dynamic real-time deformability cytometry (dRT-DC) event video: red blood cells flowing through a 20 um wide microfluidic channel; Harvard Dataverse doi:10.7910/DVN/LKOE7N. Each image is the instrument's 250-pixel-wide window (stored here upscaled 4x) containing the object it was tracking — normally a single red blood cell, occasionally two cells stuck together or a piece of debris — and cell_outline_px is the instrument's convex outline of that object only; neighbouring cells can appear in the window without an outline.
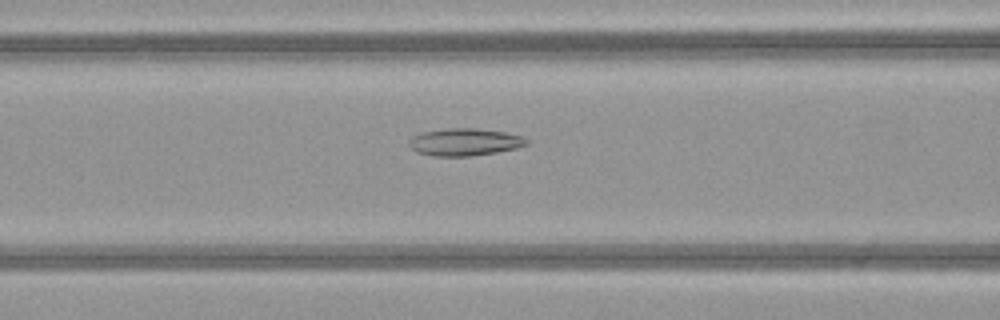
{"species": "common noctule bat (a hibernating species)", "species_latin": "Nyctalus noctula", "temperature_condition": "warm", "stored_images_in_passage": 48, "camera_frame_rate_fps": 3000, "um_per_image_px": 0.085, "animal": {"sex": "female", "body_mass_g": 21.9}, "frame": {"image": 1, "passage_image": 22, "time_ms": 7.0, "image_size_px": [1000, 320], "cell_outline_px": [[528, 144], [516, 148], [496, 152], [472, 156], [432, 156], [416, 152], [408, 144], [408, 140], [412, 136], [424, 132], [448, 128], [476, 128], [504, 132], [520, 136], [528, 140]], "centroid_in_image_um": [39.46, 12.08], "position_along_channel_um": 127.1, "area_um2": 18.67}}
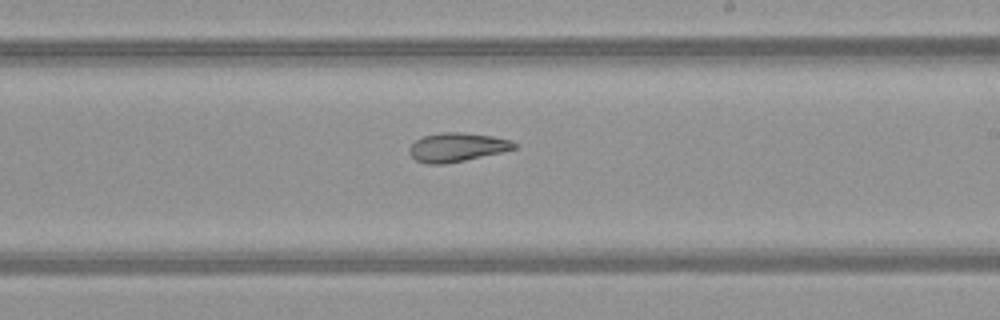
{"frame": {"image": 2, "passage_image": 31, "time_ms": 10.0, "image_size_px": [1000, 320], "cell_outline_px": [[516, 148], [500, 152], [464, 160], [444, 164], [428, 164], [416, 160], [408, 152], [408, 148], [416, 140], [424, 136], [440, 132], [460, 132], [492, 136], [508, 140], [516, 144]], "centroid_in_image_um": [38.79, 12.51], "position_along_channel_um": 250.2, "area_um2": 17.34}}
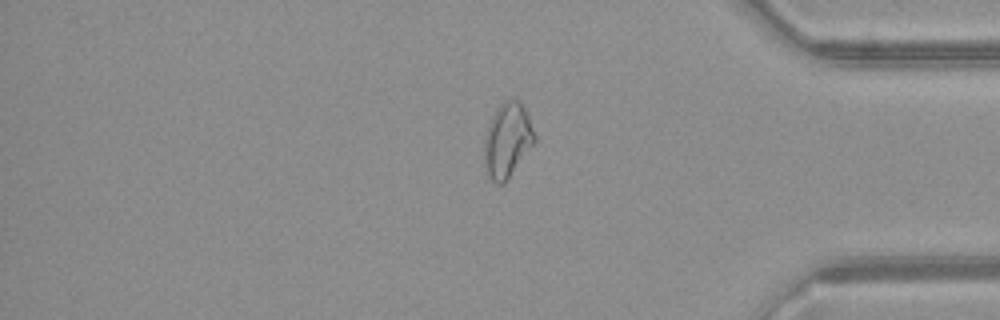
{"frame": {"image": 3, "passage_image": 43, "time_ms": 14.0, "image_size_px": [1000, 320], "cell_outline_px": [[536, 140], [504, 184], [496, 184], [484, 172], [484, 136], [488, 124], [496, 108], [504, 100], [520, 100], [528, 116], [536, 136]], "centroid_in_image_um": [43.09, 11.93], "position_along_channel_um": 392.1, "area_um2": 21.96}, "authors_computed_cell_mechanics": {"area_um2": 21.6172, "velocity_mm_per_s": 4.1021, "shape_relaxation_time_tau1_ms": null, "shape_relaxation_time_tau2_ms": 4.2185, "deformation_change_tau1": null, "deformation_change_tau2": 0.1097}}